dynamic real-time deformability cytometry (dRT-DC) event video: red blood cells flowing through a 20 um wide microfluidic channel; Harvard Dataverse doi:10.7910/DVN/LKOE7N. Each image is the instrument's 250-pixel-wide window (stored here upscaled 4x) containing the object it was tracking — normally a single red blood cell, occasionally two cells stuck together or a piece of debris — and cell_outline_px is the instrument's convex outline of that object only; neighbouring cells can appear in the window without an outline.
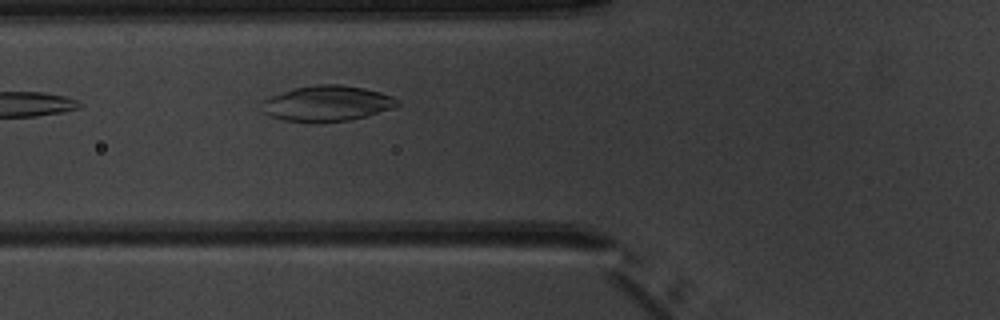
{"species": "common noctule bat (a hibernating species)", "species_latin": "Nyctalus noctula", "temperature_condition": "warm", "stored_images_in_passage": 2, "camera_frame_rate_fps": 3000, "um_per_image_px": 0.085, "animal": {"sex": "male", "body_mass_g": 20.1, "forearm_length_mm": 53.5}, "frame": {"image": 1, "passage_image": 2, "time_ms": 1.0, "image_size_px": [1000, 320], "cell_outline_px": [[400, 104], [392, 108], [368, 116], [348, 120], [284, 120], [272, 116], [264, 112], [264, 100], [272, 96], [292, 88], [316, 84], [340, 84], [364, 88], [380, 92], [392, 96], [400, 100]], "centroid_in_image_um": [27.88, 8.75], "position_along_channel_um": 97.9, "area_um2": 27.34}}